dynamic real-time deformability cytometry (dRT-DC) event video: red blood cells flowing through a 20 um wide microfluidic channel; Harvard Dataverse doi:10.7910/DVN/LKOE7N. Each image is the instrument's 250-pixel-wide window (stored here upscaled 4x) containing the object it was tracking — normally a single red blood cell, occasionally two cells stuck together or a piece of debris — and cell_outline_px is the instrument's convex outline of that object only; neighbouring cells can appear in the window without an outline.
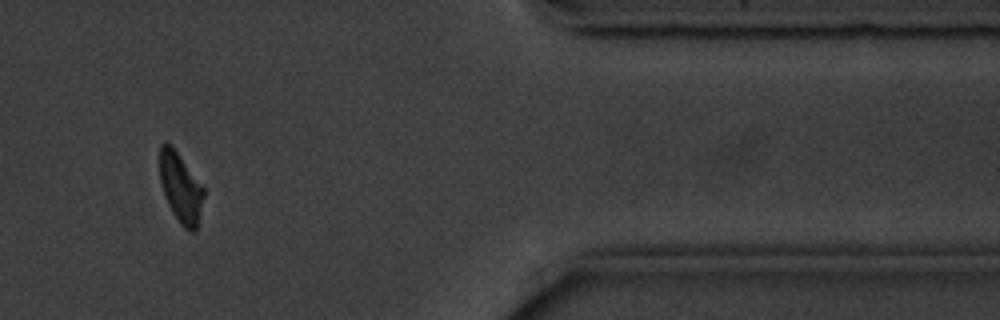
{"species": "common noctule bat (a hibernating species)", "species_latin": "Nyctalus noctula", "temperature_condition": "cold", "stored_images_in_passage": 15, "camera_frame_rate_fps": 3000, "um_per_image_px": 0.085, "animal": {"sex": "male", "body_mass_g": 20.1, "forearm_length_mm": 53.5}, "frame": {"image": 1, "passage_image": 13, "time_ms": 15.667, "image_size_px": [1000, 320], "cell_outline_px": [[204, 196], [196, 232], [188, 232], [180, 224], [172, 212], [168, 204], [160, 180], [160, 144], [164, 140], [172, 144], [204, 188]], "centroid_in_image_um": [15.35, 15.95], "position_along_channel_um": 396.0, "area_um2": 17.98}, "authors_computed_cell_mechanics": {"area_um2": 19.4208, "velocity_mm_per_s": 3.5369, "shape_relaxation_time_tau1_ms": 2.8709, "shape_relaxation_time_tau2_ms": null, "deformation_change_tau1": 0.1283, "deformation_change_tau2": null}}